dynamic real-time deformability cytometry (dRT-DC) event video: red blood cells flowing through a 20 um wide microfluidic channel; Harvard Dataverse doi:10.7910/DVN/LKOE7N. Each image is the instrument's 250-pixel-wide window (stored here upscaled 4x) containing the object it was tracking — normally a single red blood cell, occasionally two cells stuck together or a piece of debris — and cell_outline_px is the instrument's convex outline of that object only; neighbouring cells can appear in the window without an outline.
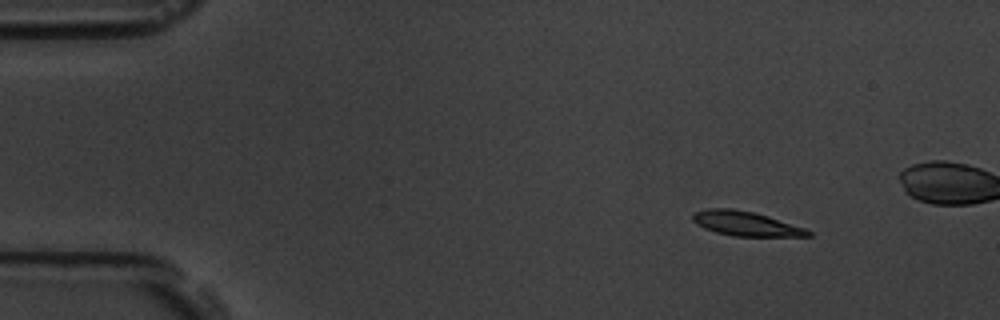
{"species": "common noctule bat (a hibernating species)", "species_latin": "Nyctalus noctula", "temperature_condition": "room temperature", "stored_images_in_passage": 51, "camera_frame_rate_fps": 3000, "um_per_image_px": 0.085, "animal": {"sex": "male", "body_mass_g": 19.5, "forearm_length_mm": 54.6}, "frame": {"image": 1, "passage_image": 1, "time_ms": 0.0, "image_size_px": [1000, 320], "cell_outline_px": [[812, 236], [732, 236], [716, 232], [704, 228], [696, 224], [692, 220], [692, 212], [708, 208], [732, 208], [752, 212], [768, 216], [804, 228], [812, 232]], "centroid_in_image_um": [63.33, 19.0], "position_along_channel_um": 21.7, "area_um2": 16.42}}
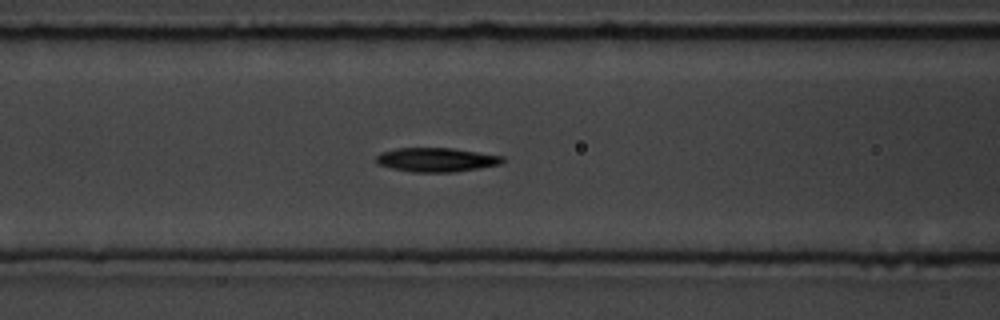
{"frame": {"image": 2, "passage_image": 17, "time_ms": 5.333, "image_size_px": [1000, 320], "cell_outline_px": [[504, 160], [500, 164], [480, 168], [452, 172], [412, 172], [392, 168], [376, 164], [376, 156], [380, 152], [396, 148], [452, 148], [504, 156]], "centroid_in_image_um": [37.06, 13.57], "position_along_channel_um": 129.5, "area_um2": 17.74}}
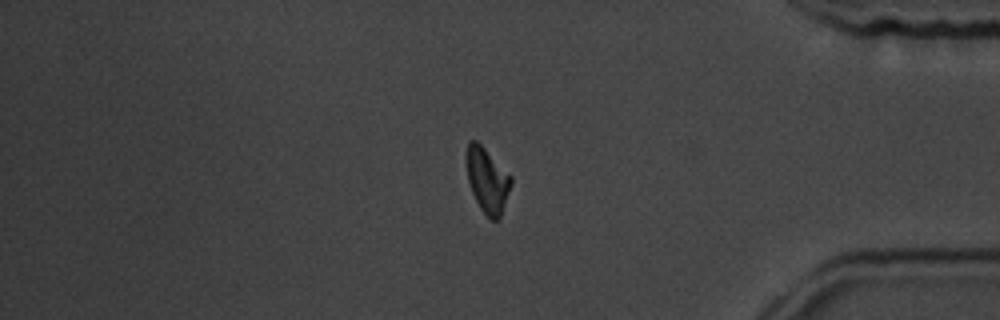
{"frame": {"image": 3, "passage_image": 41, "time_ms": 13.333, "image_size_px": [1000, 320], "cell_outline_px": [[512, 184], [500, 220], [492, 220], [480, 208], [472, 192], [468, 180], [464, 156], [468, 140], [476, 140], [512, 176]], "centroid_in_image_um": [41.41, 15.3], "position_along_channel_um": 393.8, "area_um2": 17.11}, "authors_computed_cell_mechanics": {"area_um2": 17.2822, "velocity_mm_per_s": 3.6427, "shape_relaxation_time_tau1_ms": 3.7935, "shape_relaxation_time_tau2_ms": 9.8135, "deformation_change_tau1": 0.1296, "deformation_change_tau2": 0.182}}